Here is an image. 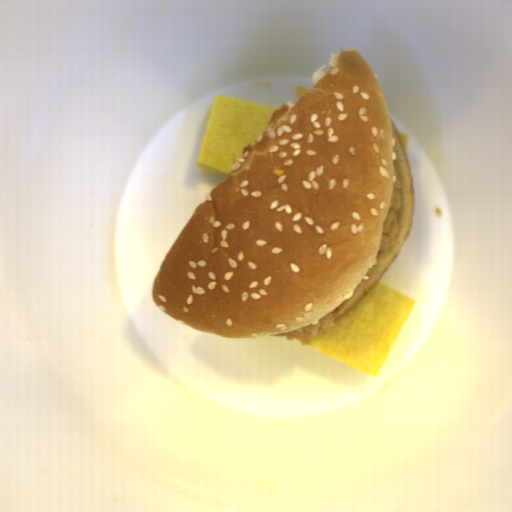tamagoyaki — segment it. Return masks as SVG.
Here are the masks:
<instances>
[{
	"instance_id": "obj_1",
	"label": "tamagoyaki",
	"mask_w": 512,
	"mask_h": 512,
	"mask_svg": "<svg viewBox=\"0 0 512 512\" xmlns=\"http://www.w3.org/2000/svg\"><path fill=\"white\" fill-rule=\"evenodd\" d=\"M414 300L376 283L334 326L306 345L350 367L377 377L398 339Z\"/></svg>"
},
{
	"instance_id": "obj_2",
	"label": "tamagoyaki",
	"mask_w": 512,
	"mask_h": 512,
	"mask_svg": "<svg viewBox=\"0 0 512 512\" xmlns=\"http://www.w3.org/2000/svg\"><path fill=\"white\" fill-rule=\"evenodd\" d=\"M277 108L217 95L212 104L197 168L226 176L242 159L243 147L262 136Z\"/></svg>"
},
{
	"instance_id": "obj_3",
	"label": "tamagoyaki",
	"mask_w": 512,
	"mask_h": 512,
	"mask_svg": "<svg viewBox=\"0 0 512 512\" xmlns=\"http://www.w3.org/2000/svg\"><path fill=\"white\" fill-rule=\"evenodd\" d=\"M398 134H399V136H400V138H401V140L403 142L405 151L407 153L410 136L408 134H405V133H402V132H398Z\"/></svg>"
}]
</instances>
